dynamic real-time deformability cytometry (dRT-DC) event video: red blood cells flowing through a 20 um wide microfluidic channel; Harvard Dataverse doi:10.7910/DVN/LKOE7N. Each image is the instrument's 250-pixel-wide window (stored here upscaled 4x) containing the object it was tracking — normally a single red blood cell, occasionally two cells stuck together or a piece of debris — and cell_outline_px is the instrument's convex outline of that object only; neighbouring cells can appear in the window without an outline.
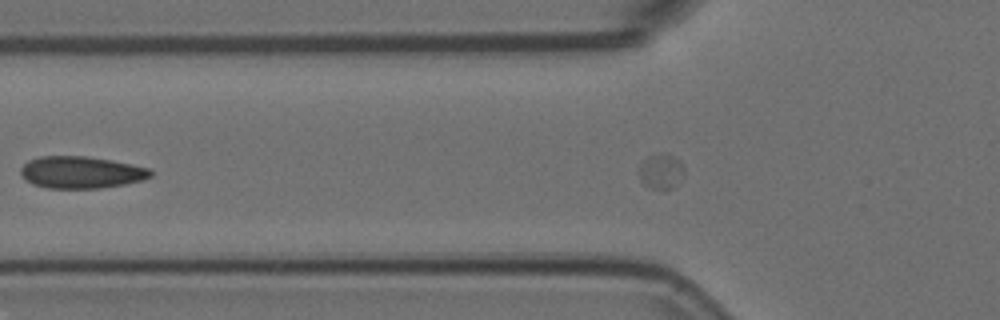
{"species": "Egyptian fruit bat (a non-hibernating species)", "species_latin": "Rousettus aegyptiacus", "temperature_condition": "room temperature", "stored_images_in_passage": 16, "camera_frame_rate_fps": 3000, "um_per_image_px": 0.085, "animal": {"sex": "female"}, "frame": {"image": 1, "passage_image": 8, "time_ms": 2.333, "image_size_px": [1000, 320], "cell_outline_px": [[152, 176], [140, 180], [124, 184], [100, 188], [48, 188], [32, 184], [24, 180], [20, 172], [20, 168], [28, 160], [40, 156], [84, 156], [112, 160], [152, 168]], "centroid_in_image_um": [6.88, 14.64], "position_along_channel_um": 118.9, "area_um2": 24.33}}
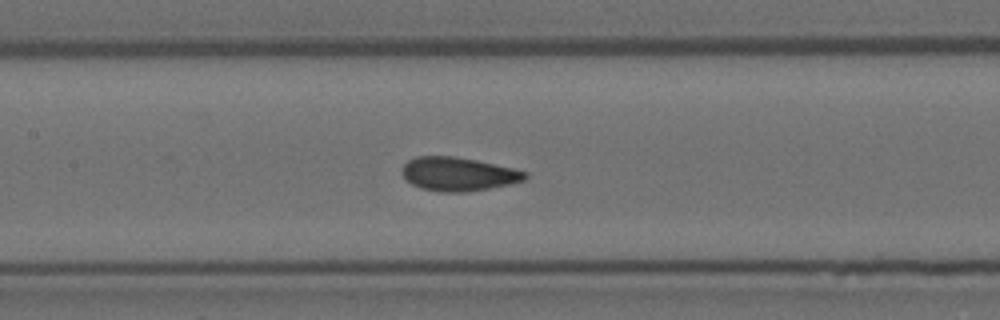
{"frame": {"image": 2, "passage_image": 12, "time_ms": 3.667, "image_size_px": [1000, 320], "cell_outline_px": [[528, 176], [524, 180], [512, 184], [464, 192], [444, 192], [420, 188], [412, 184], [400, 172], [404, 164], [408, 160], [416, 156], [452, 156], [476, 160], [512, 168], [528, 172]], "centroid_in_image_um": [38.95, 14.79], "position_along_channel_um": 168.5, "area_um2": 24.04}}